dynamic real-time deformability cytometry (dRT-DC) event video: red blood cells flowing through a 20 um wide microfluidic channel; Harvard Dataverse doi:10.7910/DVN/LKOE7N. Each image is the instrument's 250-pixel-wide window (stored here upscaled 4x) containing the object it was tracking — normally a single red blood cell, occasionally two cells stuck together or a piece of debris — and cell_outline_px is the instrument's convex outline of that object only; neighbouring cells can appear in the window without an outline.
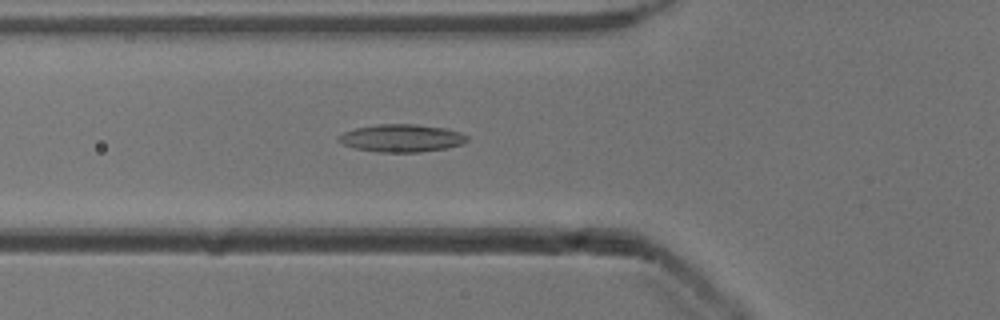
{"species": "common noctule bat (a hibernating species)", "species_latin": "Nyctalus noctula", "temperature_condition": "cold", "stored_images_in_passage": 33, "camera_frame_rate_fps": 3000, "um_per_image_px": 0.085, "animal": {"sex": "male", "body_mass_g": 13.3}, "frame": {"image": 1, "passage_image": 3, "time_ms": 0.667, "image_size_px": [1000, 320], "cell_outline_px": [[468, 140], [464, 144], [448, 148], [420, 152], [376, 152], [356, 148], [344, 144], [336, 140], [336, 136], [344, 132], [356, 128], [380, 124], [416, 124], [448, 128], [460, 132], [468, 136]], "centroid_in_image_um": [34.17, 11.74], "position_along_channel_um": 91.6, "area_um2": 20.92}}
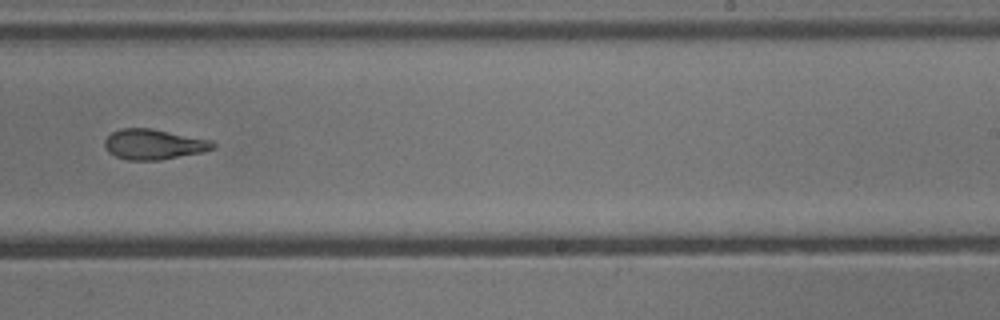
{"frame": {"image": 2, "passage_image": 17, "time_ms": 5.333, "image_size_px": [1000, 320], "cell_outline_px": [[216, 144], [212, 148], [200, 152], [160, 160], [128, 160], [116, 156], [108, 152], [104, 144], [104, 140], [112, 132], [120, 128], [152, 128], [212, 140]], "centroid_in_image_um": [13.04, 12.25], "position_along_channel_um": 276.0, "area_um2": 19.02}}
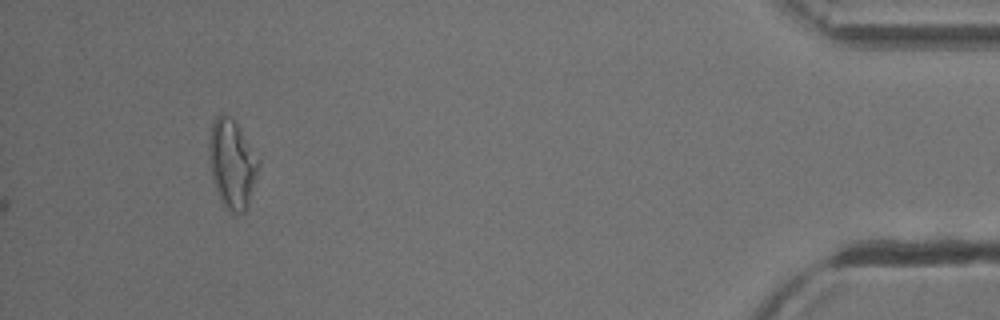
{"frame": {"image": 3, "passage_image": 33, "time_ms": 10.667, "image_size_px": [1000, 320], "cell_outline_px": [[260, 164], [248, 204], [244, 212], [236, 216], [232, 216], [224, 208], [212, 180], [208, 156], [208, 136], [212, 124], [216, 116], [224, 112], [236, 120], [260, 160]], "centroid_in_image_um": [19.71, 13.92], "position_along_channel_um": 415.5, "area_um2": 26.36}, "authors_computed_cell_mechanics": {"area_um2": 19.1318, "velocity_mm_per_s": 3.9399, "shape_relaxation_time_tau1_ms": null, "shape_relaxation_time_tau2_ms": 3.6732, "deformation_change_tau1": null, "deformation_change_tau2": 0.1259}}